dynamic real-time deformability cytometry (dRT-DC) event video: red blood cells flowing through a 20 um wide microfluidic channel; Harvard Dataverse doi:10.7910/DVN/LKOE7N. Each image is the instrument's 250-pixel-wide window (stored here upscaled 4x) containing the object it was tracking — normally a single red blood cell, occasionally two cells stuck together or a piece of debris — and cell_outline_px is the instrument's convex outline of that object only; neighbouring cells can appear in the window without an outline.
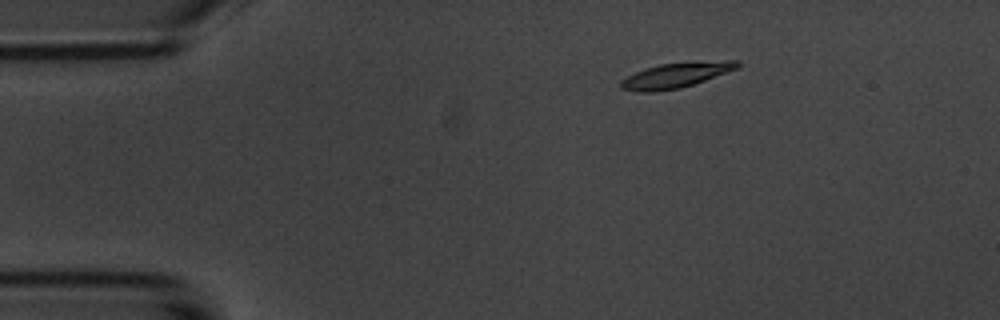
{"species": "common noctule bat (a hibernating species)", "species_latin": "Nyctalus noctula", "temperature_condition": "room temperature", "stored_images_in_passage": 4, "camera_frame_rate_fps": 3000, "um_per_image_px": 0.085, "animal": {"sex": "male", "body_mass_g": 20.1, "forearm_length_mm": 53.5}, "frame": {"image": 1, "passage_image": 1, "time_ms": 0.0, "image_size_px": [1000, 320], "cell_outline_px": [[740, 64], [736, 68], [704, 80], [680, 88], [652, 92], [640, 92], [620, 88], [620, 80], [644, 68], [660, 64], [728, 60], [740, 60]], "centroid_in_image_um": [57.39, 6.4], "position_along_channel_um": 27.6, "area_um2": 16.65}}
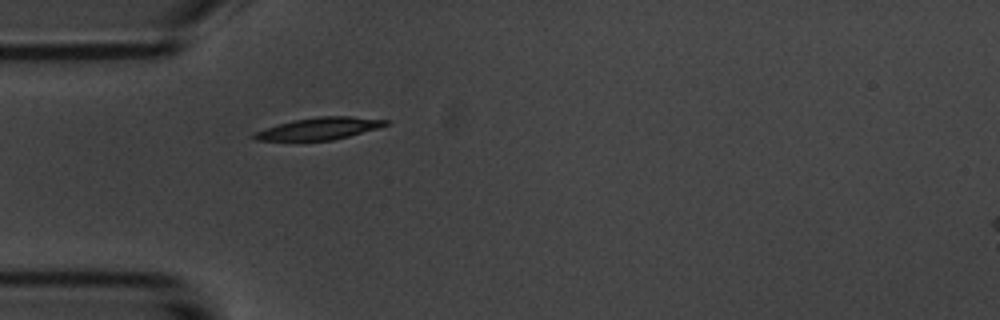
{"frame": {"image": 2, "passage_image": 3, "time_ms": 2.333, "image_size_px": [1000, 320], "cell_outline_px": [[388, 124], [380, 128], [332, 140], [256, 140], [252, 136], [252, 132], [292, 120], [320, 116], [352, 116], [388, 120]], "centroid_in_image_um": [27.14, 10.92], "position_along_channel_um": 57.9, "area_um2": 16.82}}